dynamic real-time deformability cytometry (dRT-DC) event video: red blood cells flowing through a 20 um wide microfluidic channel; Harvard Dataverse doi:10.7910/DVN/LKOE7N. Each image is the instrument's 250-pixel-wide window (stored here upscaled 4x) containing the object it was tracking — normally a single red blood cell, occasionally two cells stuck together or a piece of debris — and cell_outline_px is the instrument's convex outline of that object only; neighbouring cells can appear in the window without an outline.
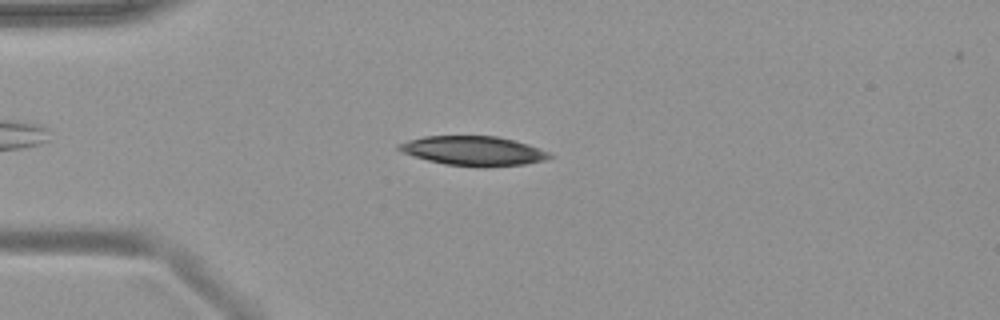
{"species": "common noctule bat (a hibernating species)", "species_latin": "Nyctalus noctula", "temperature_condition": "warm", "stored_images_in_passage": 44, "camera_frame_rate_fps": 3000, "um_per_image_px": 0.085, "animal": {"sex": "female", "body_mass_g": 19.9}, "frame": {"image": 1, "passage_image": 7, "time_ms": 2.0, "image_size_px": [1000, 320], "cell_outline_px": [[556, 156], [544, 160], [524, 164], [484, 168], [444, 164], [428, 160], [404, 152], [396, 148], [396, 144], [408, 140], [424, 136], [496, 136], [528, 144], [548, 152]], "centroid_in_image_um": [40.25, 12.83], "position_along_channel_um": 44.7, "area_um2": 25.84}}
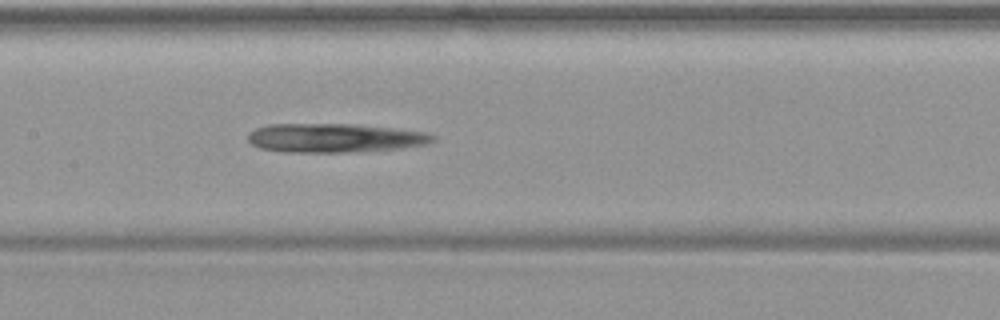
{"frame": {"image": 2, "passage_image": 19, "time_ms": 6.0, "image_size_px": [1000, 320], "cell_outline_px": [[436, 140], [424, 144], [396, 148], [344, 152], [284, 152], [260, 148], [252, 144], [248, 140], [248, 132], [256, 128], [268, 124], [356, 124], [392, 128], [424, 132], [436, 136]], "centroid_in_image_um": [28.38, 11.71], "position_along_channel_um": 179.0, "area_um2": 30.92}}
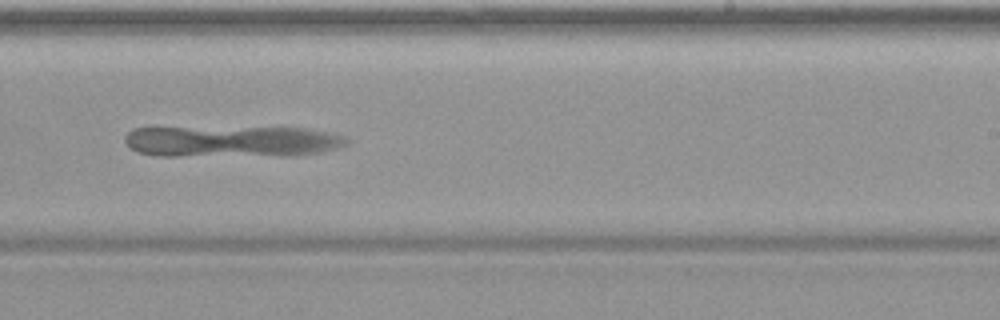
{"frame": {"image": 3, "passage_image": 26, "time_ms": 8.333, "image_size_px": [1000, 320], "cell_outline_px": [[348, 144], [336, 148], [316, 152], [284, 156], [156, 156], [136, 152], [128, 148], [124, 144], [124, 136], [132, 128], [304, 128], [344, 136], [348, 140]], "centroid_in_image_um": [19.59, 12.04], "position_along_channel_um": 269.4, "area_um2": 40.52}}